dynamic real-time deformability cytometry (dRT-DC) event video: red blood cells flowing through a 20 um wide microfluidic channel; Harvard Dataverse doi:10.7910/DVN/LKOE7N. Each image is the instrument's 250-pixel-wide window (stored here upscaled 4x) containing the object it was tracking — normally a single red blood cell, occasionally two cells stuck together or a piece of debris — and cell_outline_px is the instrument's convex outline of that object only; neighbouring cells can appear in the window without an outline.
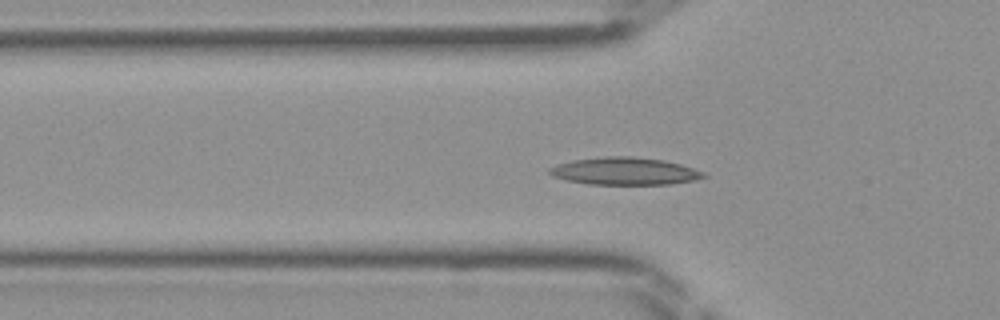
{"species": "Egyptian fruit bat (a non-hibernating species)", "species_latin": "Rousettus aegyptiacus", "temperature_condition": "room temperature", "stored_images_in_passage": 47, "camera_frame_rate_fps": 3000, "um_per_image_px": 0.085, "frame": {"image": 1, "passage_image": 15, "time_ms": 4.667, "image_size_px": [1000, 320], "cell_outline_px": [[708, 176], [692, 180], [672, 184], [588, 184], [568, 180], [552, 176], [548, 172], [548, 168], [556, 164], [572, 160], [604, 156], [632, 156], [664, 160], [680, 164], [704, 172]], "centroid_in_image_um": [53.07, 14.54], "position_along_channel_um": 72.7, "area_um2": 24.62}}
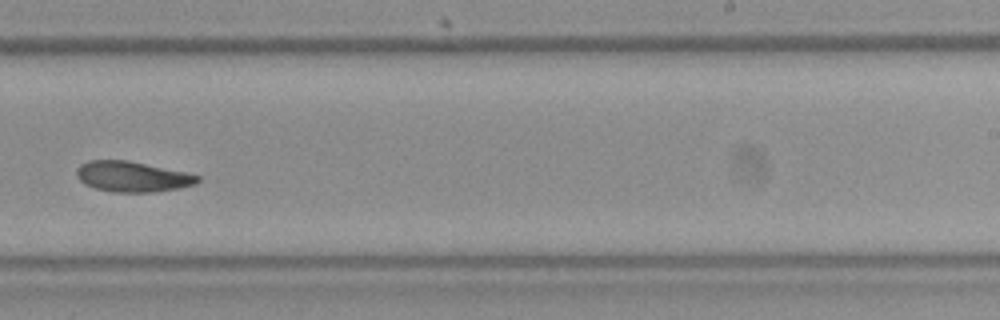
{"frame": {"image": 2, "passage_image": 29, "time_ms": 9.333, "image_size_px": [1000, 320], "cell_outline_px": [[200, 180], [196, 184], [180, 188], [152, 192], [112, 192], [96, 188], [84, 184], [76, 176], [76, 168], [80, 164], [88, 160], [128, 160], [188, 172], [200, 176]], "centroid_in_image_um": [11.26, 15.0], "position_along_channel_um": 277.7, "area_um2": 21.73}}
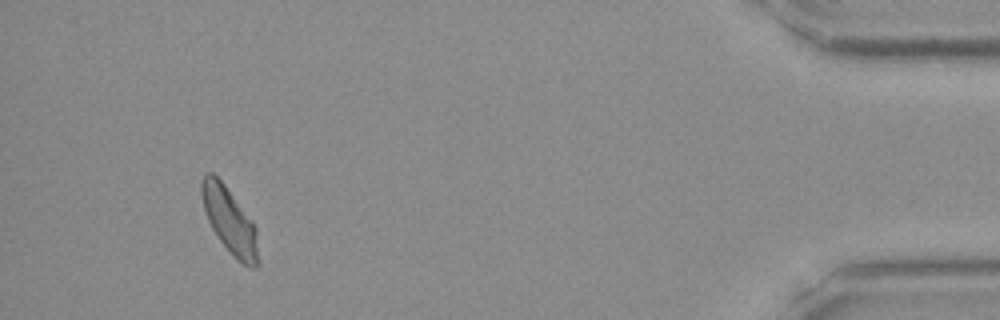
{"frame": {"image": 3, "passage_image": 43, "time_ms": 14.0, "image_size_px": [1000, 320], "cell_outline_px": [[260, 264], [256, 268], [252, 268], [236, 260], [220, 240], [212, 228], [208, 220], [204, 208], [200, 192], [200, 180], [208, 172], [212, 172], [224, 184], [252, 220], [256, 228]], "centroid_in_image_um": [19.54, 18.78], "position_along_channel_um": 415.7, "area_um2": 21.79}}